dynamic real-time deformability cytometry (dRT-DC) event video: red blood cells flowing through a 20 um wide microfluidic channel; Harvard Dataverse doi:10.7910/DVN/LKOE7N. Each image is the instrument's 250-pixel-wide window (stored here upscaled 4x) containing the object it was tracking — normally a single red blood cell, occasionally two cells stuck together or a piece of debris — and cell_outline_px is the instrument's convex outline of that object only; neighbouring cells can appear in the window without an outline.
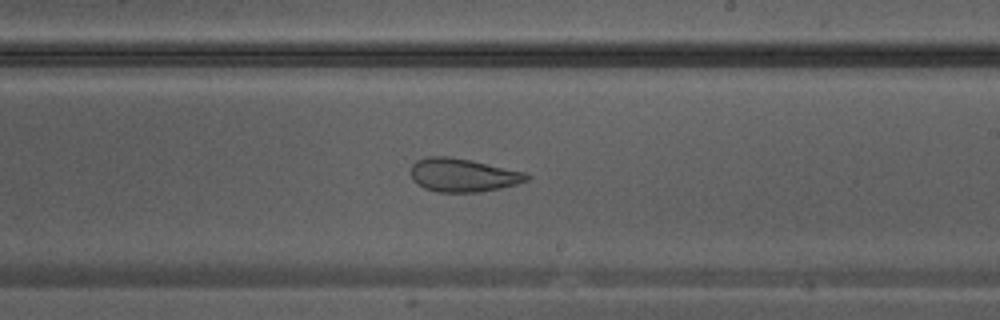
{"species": "Egyptian fruit bat (a non-hibernating species)", "species_latin": "Rousettus aegyptiacus", "temperature_condition": "warm", "stored_images_in_passage": 26, "camera_frame_rate_fps": 3000, "um_per_image_px": 0.085, "animal": {"sex": "male"}, "frame": {"image": 1, "passage_image": 15, "time_ms": 4.667, "image_size_px": [1000, 320], "cell_outline_px": [[532, 176], [528, 180], [516, 184], [500, 188], [476, 192], [436, 192], [424, 188], [416, 184], [412, 180], [412, 164], [416, 160], [428, 156], [448, 156], [472, 160], [524, 172]], "centroid_in_image_um": [39.33, 14.88], "position_along_channel_um": 249.7, "area_um2": 22.6}}